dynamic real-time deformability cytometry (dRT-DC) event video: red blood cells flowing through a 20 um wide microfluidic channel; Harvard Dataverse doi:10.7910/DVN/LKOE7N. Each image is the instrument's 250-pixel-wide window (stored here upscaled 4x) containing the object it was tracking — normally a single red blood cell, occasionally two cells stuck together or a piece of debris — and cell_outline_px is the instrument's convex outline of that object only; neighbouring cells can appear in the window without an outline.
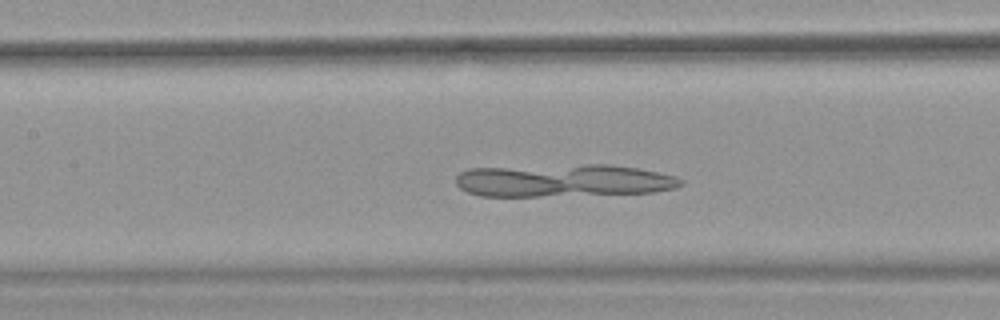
{"species": "common noctule bat (a hibernating species)", "species_latin": "Nyctalus noctula", "temperature_condition": "warm", "stored_images_in_passage": 49, "camera_frame_rate_fps": 3000, "um_per_image_px": 0.085, "animal": {"sex": "female", "body_mass_g": 18.4}, "frame": {"image": 1, "passage_image": 22, "time_ms": 7.0, "image_size_px": [1000, 320], "cell_outline_px": [[684, 184], [676, 188], [656, 192], [540, 196], [480, 196], [468, 192], [460, 188], [456, 184], [456, 176], [460, 172], [468, 168], [588, 164], [612, 164], [640, 168], [676, 176], [684, 180]], "centroid_in_image_um": [47.92, 15.34], "position_along_channel_um": 159.5, "area_um2": 43.12}}